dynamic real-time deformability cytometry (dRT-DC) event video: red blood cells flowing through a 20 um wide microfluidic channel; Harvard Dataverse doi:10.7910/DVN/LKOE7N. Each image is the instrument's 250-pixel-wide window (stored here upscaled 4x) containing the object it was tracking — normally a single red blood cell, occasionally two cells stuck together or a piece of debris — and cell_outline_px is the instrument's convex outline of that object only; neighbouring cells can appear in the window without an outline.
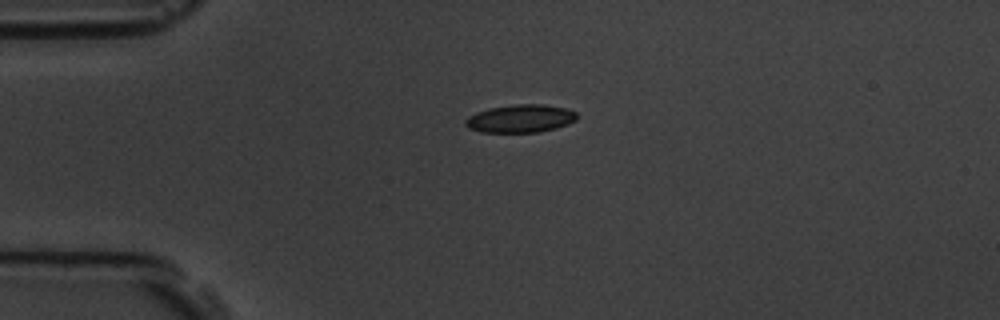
{"species": "common noctule bat (a hibernating species)", "species_latin": "Nyctalus noctula", "temperature_condition": "room temperature", "stored_images_in_passage": 1, "camera_frame_rate_fps": 3000, "um_per_image_px": 0.085, "animal": {"sex": "male", "body_mass_g": 19.5, "forearm_length_mm": 54.6}, "frame": {"image": 1, "passage_image": 1, "time_ms": 0.0, "image_size_px": [1000, 320], "cell_outline_px": [[576, 120], [568, 124], [556, 128], [536, 132], [480, 132], [468, 128], [464, 124], [464, 120], [468, 116], [476, 112], [488, 108], [512, 104], [544, 104], [564, 108], [576, 112]], "centroid_in_image_um": [44.19, 10.07], "position_along_channel_um": 40.8, "area_um2": 18.26}}